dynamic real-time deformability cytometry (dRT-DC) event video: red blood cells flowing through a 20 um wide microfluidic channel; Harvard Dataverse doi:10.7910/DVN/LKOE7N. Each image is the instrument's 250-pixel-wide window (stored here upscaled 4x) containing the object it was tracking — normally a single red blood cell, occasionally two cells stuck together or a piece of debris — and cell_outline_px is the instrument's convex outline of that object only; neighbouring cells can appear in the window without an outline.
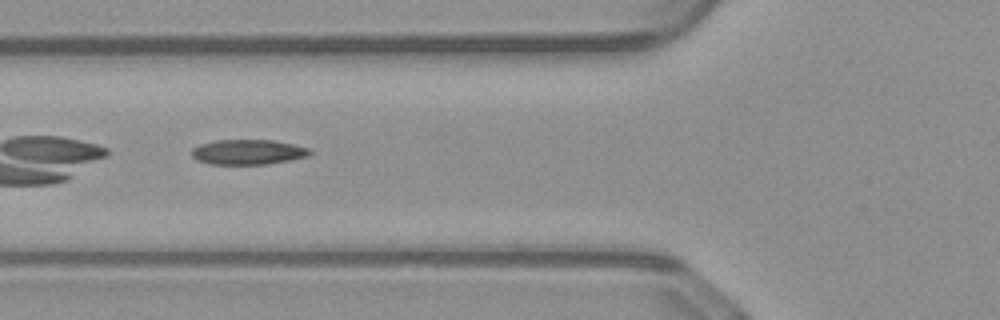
{"species": "common noctule bat (a hibernating species)", "species_latin": "Nyctalus noctula", "temperature_condition": "warm", "stored_images_in_passage": 51, "camera_frame_rate_fps": 3000, "um_per_image_px": 0.085, "animal": {"sex": "male", "body_mass_g": 23.1, "forearm_length_mm": 52.7}, "frame": {"image": 1, "passage_image": 20, "time_ms": 6.333, "image_size_px": [1000, 320], "cell_outline_px": [[312, 152], [308, 156], [288, 160], [264, 164], [212, 164], [196, 160], [192, 156], [192, 148], [200, 144], [216, 140], [272, 140], [296, 144], [312, 148]], "centroid_in_image_um": [21.1, 12.91], "position_along_channel_um": 104.7, "area_um2": 17.28}}
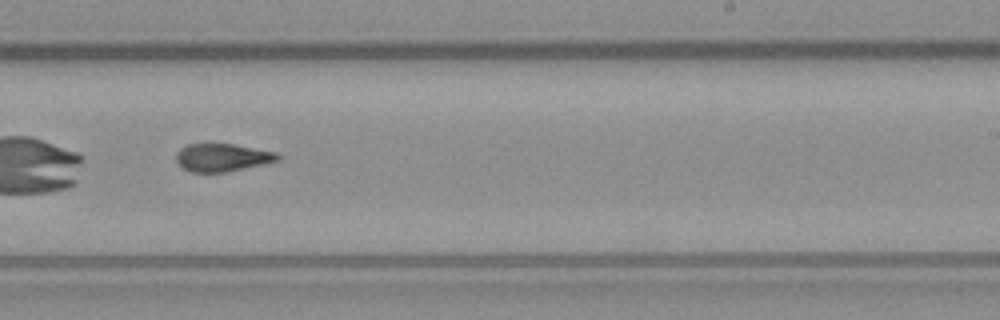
{"frame": {"image": 2, "passage_image": 32, "time_ms": 10.333, "image_size_px": [1000, 320], "cell_outline_px": [[280, 160], [224, 172], [192, 172], [184, 168], [176, 160], [176, 152], [180, 148], [188, 144], [208, 140], [232, 144], [276, 152], [280, 156]], "centroid_in_image_um": [18.83, 13.33], "position_along_channel_um": 270.2, "area_um2": 16.82}}
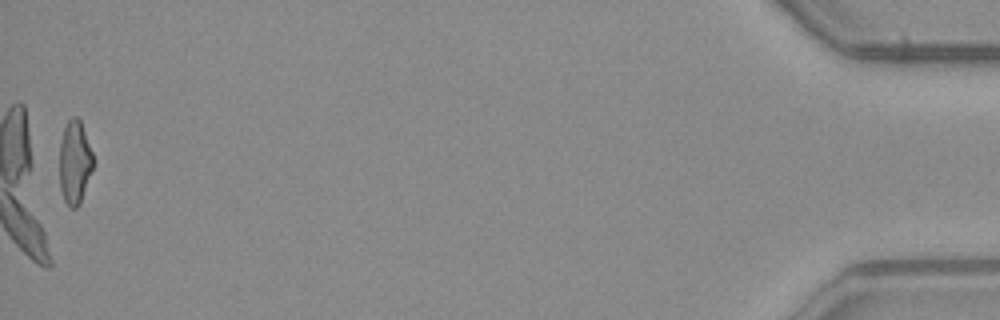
{"frame": {"image": 3, "passage_image": 51, "time_ms": 16.667, "image_size_px": [1000, 320], "cell_outline_px": [[92, 168], [80, 204], [76, 208], [72, 208], [64, 200], [60, 188], [60, 144], [64, 128], [68, 120], [72, 116], [76, 116], [80, 120], [92, 152]], "centroid_in_image_um": [6.33, 13.79], "position_along_channel_um": 428.9, "area_um2": 16.01}, "authors_computed_cell_mechanics": {"area_um2": 17.2822, "velocity_mm_per_s": 4.1305, "shape_relaxation_time_tau1_ms": 5.9361, "shape_relaxation_time_tau2_ms": 4.9016, "deformation_change_tau1": 0.1801, "deformation_change_tau2": 0.1398}}